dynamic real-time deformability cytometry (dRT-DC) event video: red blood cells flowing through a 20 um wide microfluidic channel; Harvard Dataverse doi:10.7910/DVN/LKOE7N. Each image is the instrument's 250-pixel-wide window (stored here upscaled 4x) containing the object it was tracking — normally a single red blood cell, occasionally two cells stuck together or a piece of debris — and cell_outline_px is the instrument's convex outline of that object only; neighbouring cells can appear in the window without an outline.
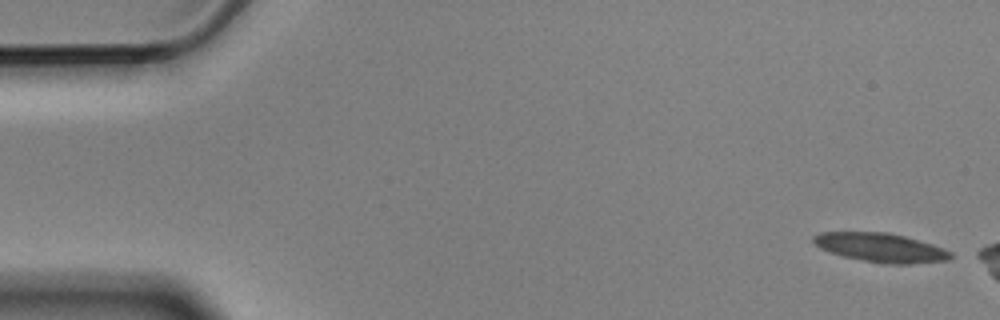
{"species": "Egyptian fruit bat (a non-hibernating species)", "species_latin": "Rousettus aegyptiacus", "temperature_condition": "cold", "stored_images_in_passage": 5, "camera_frame_rate_fps": 3000, "um_per_image_px": 0.085, "animal": {"sex": "male"}, "frame": {"image": 1, "passage_image": 1, "time_ms": 0.0, "image_size_px": [1000, 320], "cell_outline_px": [[952, 256], [948, 260], [908, 264], [896, 264], [864, 260], [844, 256], [828, 252], [820, 248], [812, 240], [812, 236], [820, 232], [888, 232], [904, 236], [932, 244], [944, 248], [952, 252]], "centroid_in_image_um": [74.85, 21.03], "position_along_channel_um": 10.1, "area_um2": 22.95}}
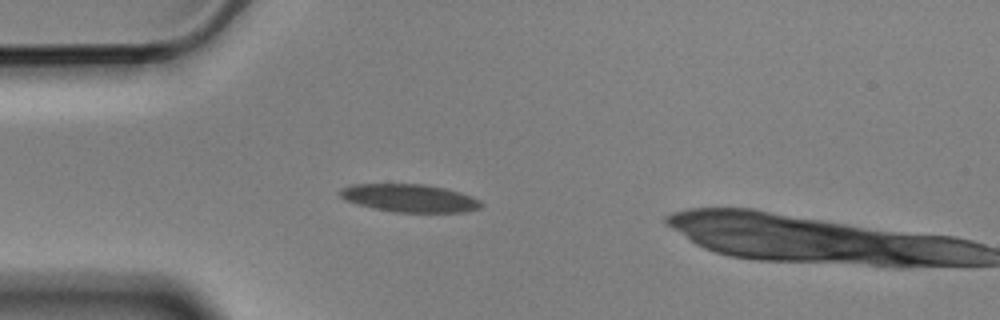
{"frame": {"image": 2, "passage_image": 4, "time_ms": 1.0, "image_size_px": [1000, 320], "cell_outline_px": [[484, 204], [480, 208], [464, 212], [392, 212], [372, 208], [348, 200], [340, 196], [340, 188], [352, 184], [424, 184], [444, 188], [460, 192], [472, 196], [480, 200]], "centroid_in_image_um": [34.85, 16.84], "position_along_channel_um": 50.2, "area_um2": 22.89}}